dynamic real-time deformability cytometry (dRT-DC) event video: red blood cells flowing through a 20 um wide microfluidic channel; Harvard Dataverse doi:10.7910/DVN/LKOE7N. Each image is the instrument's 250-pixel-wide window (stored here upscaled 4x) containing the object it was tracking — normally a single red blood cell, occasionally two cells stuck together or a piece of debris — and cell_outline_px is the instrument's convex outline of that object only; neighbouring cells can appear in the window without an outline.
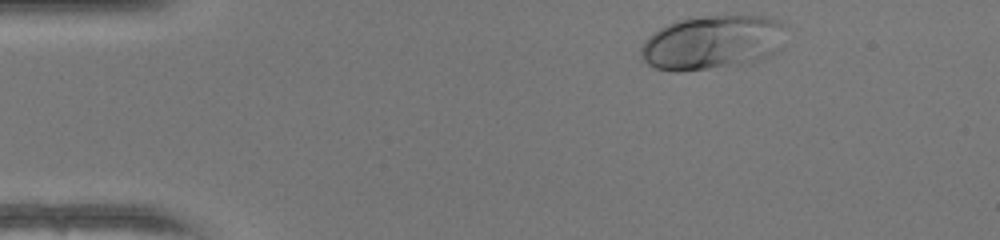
{"species": "human", "species_latin": "Homo sapiens", "temperature_condition": "warm", "stored_images_in_passage": 36, "camera_frame_rate_fps": 3000, "um_per_image_px": 0.085, "donor": {"sex": "female"}, "frame": {"image": 1, "passage_image": 1, "time_ms": 0.0, "image_size_px": [1000, 240], "cell_outline_px": [[788, 24], [772, 52], [752, 64], [680, 72], [676, 72], [656, 68], [648, 64], [644, 60], [640, 52], [640, 48], [644, 40], [648, 36], [660, 28], [668, 24], [680, 20], [700, 16], [764, 16], [780, 20]], "centroid_in_image_um": [60.51, 3.61], "position_along_channel_um": 24.5, "area_um2": 45.66}}
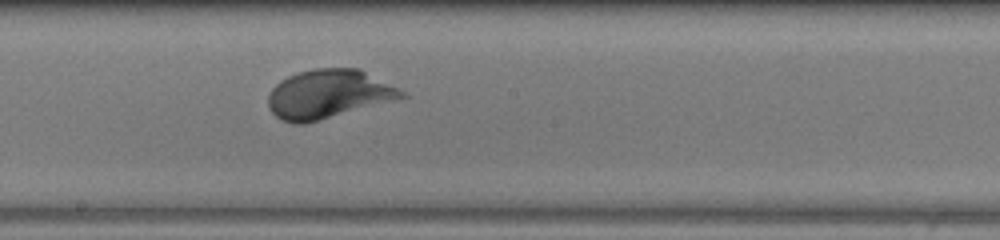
{"frame": {"image": 2, "passage_image": 21, "time_ms": 6.667, "image_size_px": [1000, 240], "cell_outline_px": [[408, 96], [304, 124], [292, 124], [280, 120], [268, 108], [268, 96], [272, 88], [280, 80], [288, 76], [300, 72], [316, 68], [360, 68], [408, 92]], "centroid_in_image_um": [27.92, 7.99], "position_along_channel_um": 220.3, "area_um2": 37.97}}
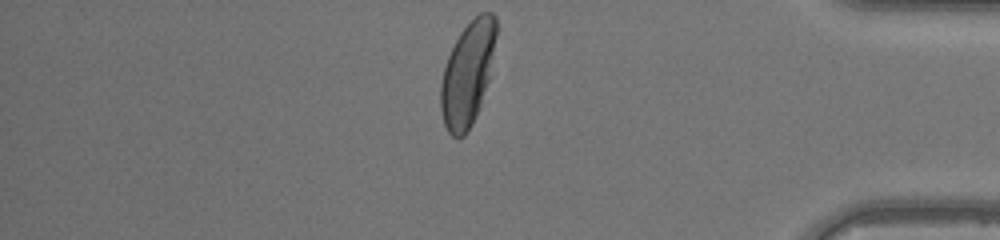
{"frame": {"image": 3, "passage_image": 36, "time_ms": 11.667, "image_size_px": [1000, 240], "cell_outline_px": [[496, 36], [488, 80], [480, 104], [472, 124], [468, 132], [464, 136], [452, 136], [448, 132], [444, 124], [440, 112], [440, 84], [444, 68], [448, 56], [460, 32], [480, 12], [492, 12], [496, 16]], "centroid_in_image_um": [39.72, 6.27], "position_along_channel_um": 395.5, "area_um2": 33.18}, "authors_computed_cell_mechanics": {"area_um2": 37.5122, "velocity_mm_per_s": 4.1126, "shape_relaxation_time_tau1_ms": 2.5072, "shape_relaxation_time_tau2_ms": null, "deformation_change_tau1": 0.1767, "deformation_change_tau2": null}}